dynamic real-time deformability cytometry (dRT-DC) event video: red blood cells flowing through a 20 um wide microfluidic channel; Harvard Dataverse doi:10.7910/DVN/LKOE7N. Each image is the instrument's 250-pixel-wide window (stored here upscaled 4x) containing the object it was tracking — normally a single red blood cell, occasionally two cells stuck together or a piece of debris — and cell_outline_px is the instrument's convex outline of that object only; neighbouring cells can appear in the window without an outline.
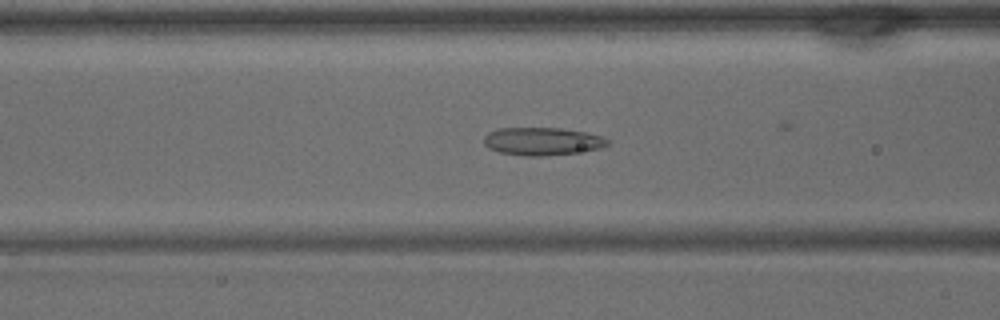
{"species": "common noctule bat (a hibernating species)", "species_latin": "Nyctalus noctula", "temperature_condition": "warm", "stored_images_in_passage": 31, "camera_frame_rate_fps": 3000, "um_per_image_px": 0.085, "animal": {"sex": "male", "body_mass_g": 15.6}, "frame": {"image": 1, "passage_image": 11, "time_ms": 3.333, "image_size_px": [1000, 320], "cell_outline_px": [[608, 144], [600, 148], [576, 152], [544, 156], [524, 156], [500, 152], [488, 148], [484, 144], [484, 136], [488, 132], [500, 128], [560, 128], [584, 132], [600, 136], [608, 140]], "centroid_in_image_um": [46.04, 12.01], "position_along_channel_um": 120.6, "area_um2": 19.88}}
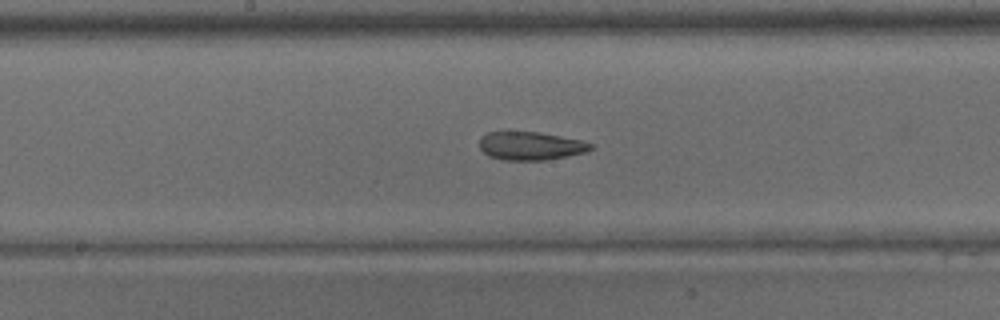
{"frame": {"image": 2, "passage_image": 16, "time_ms": 5.0, "image_size_px": [1000, 320], "cell_outline_px": [[596, 148], [588, 152], [548, 160], [500, 160], [488, 156], [480, 148], [480, 136], [488, 132], [540, 132], [580, 140], [592, 144]], "centroid_in_image_um": [45.13, 12.41], "position_along_channel_um": 203.1, "area_um2": 18.55}}
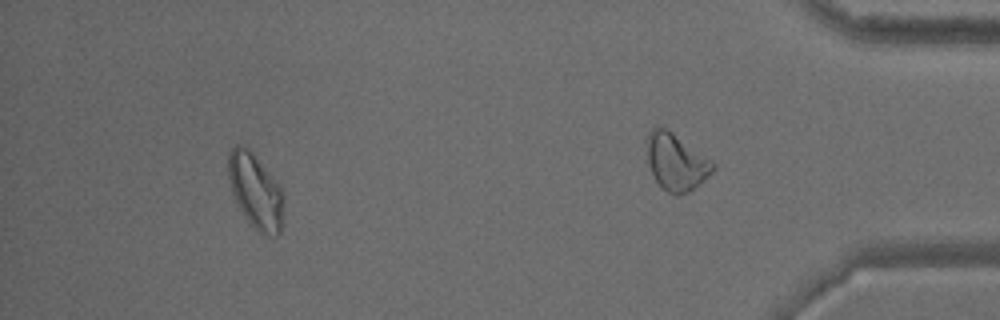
{"frame": {"image": 3, "passage_image": 27, "time_ms": 8.667, "image_size_px": [1000, 320], "cell_outline_px": [[284, 224], [280, 232], [276, 236], [268, 236], [260, 232], [244, 216], [232, 192], [228, 176], [228, 152], [236, 144], [244, 144], [252, 152], [280, 184], [284, 192]], "centroid_in_image_um": [21.77, 16.23], "position_along_channel_um": 413.4, "area_um2": 24.57}}